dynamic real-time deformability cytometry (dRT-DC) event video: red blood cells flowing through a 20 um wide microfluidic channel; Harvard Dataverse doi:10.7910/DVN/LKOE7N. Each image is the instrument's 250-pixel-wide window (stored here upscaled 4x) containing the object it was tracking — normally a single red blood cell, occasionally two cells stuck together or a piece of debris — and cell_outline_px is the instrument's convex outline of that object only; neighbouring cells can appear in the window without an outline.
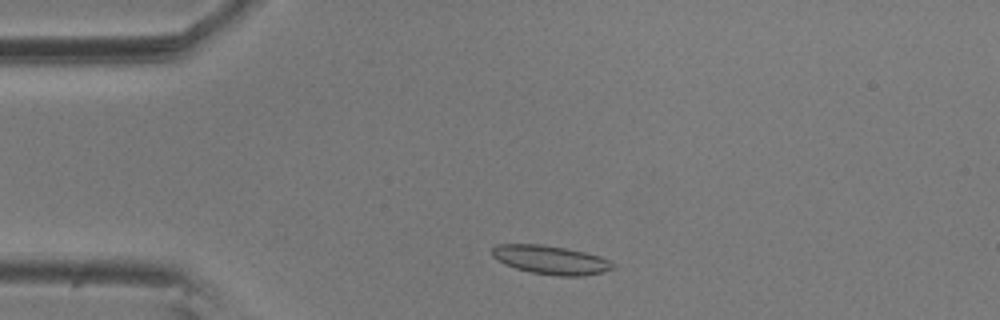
{"species": "common noctule bat (a hibernating species)", "species_latin": "Nyctalus noctula", "temperature_condition": "room temperature", "stored_images_in_passage": 5, "camera_frame_rate_fps": 3000, "um_per_image_px": 0.085, "animal": {"sex": "male", "body_mass_g": 20.5, "forearm_length_mm": 52.5}, "frame": {"image": 1, "passage_image": 4, "time_ms": 1.0, "image_size_px": [1000, 320], "cell_outline_px": [[616, 268], [604, 272], [584, 276], [556, 276], [532, 272], [516, 268], [504, 264], [492, 256], [492, 248], [496, 244], [540, 244], [564, 248], [584, 252], [600, 256], [612, 260], [616, 264]], "centroid_in_image_um": [46.87, 22.1], "position_along_channel_um": 38.1, "area_um2": 20.4}}